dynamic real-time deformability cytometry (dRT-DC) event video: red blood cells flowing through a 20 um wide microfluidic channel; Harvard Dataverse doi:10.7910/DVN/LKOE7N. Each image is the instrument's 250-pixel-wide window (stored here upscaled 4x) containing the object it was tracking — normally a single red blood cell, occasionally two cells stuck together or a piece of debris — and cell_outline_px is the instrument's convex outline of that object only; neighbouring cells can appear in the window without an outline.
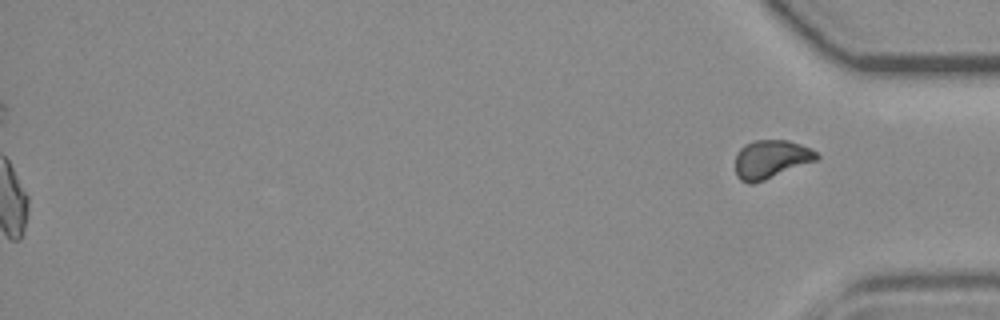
{"species": "common noctule bat (a hibernating species)", "species_latin": "Nyctalus noctula", "temperature_condition": "room temperature", "stored_images_in_passage": 52, "segment_of_instrument_passage": [2, 2], "camera_frame_rate_fps": 3000, "um_per_image_px": 0.085, "animal": {"sex": "female", "body_mass_g": 19.3, "forearm_length_mm": 54.1}, "frame": {"image": 1, "passage_image": 52, "time_ms": 17.0, "image_size_px": [1000, 320], "cell_outline_px": [[820, 156], [816, 160], [764, 180], [752, 184], [748, 184], [740, 180], [736, 176], [736, 152], [744, 144], [752, 140], [788, 140], [812, 148]], "centroid_in_image_um": [65.5, 13.52], "position_along_channel_um": 369.7, "area_um2": 18.26}}